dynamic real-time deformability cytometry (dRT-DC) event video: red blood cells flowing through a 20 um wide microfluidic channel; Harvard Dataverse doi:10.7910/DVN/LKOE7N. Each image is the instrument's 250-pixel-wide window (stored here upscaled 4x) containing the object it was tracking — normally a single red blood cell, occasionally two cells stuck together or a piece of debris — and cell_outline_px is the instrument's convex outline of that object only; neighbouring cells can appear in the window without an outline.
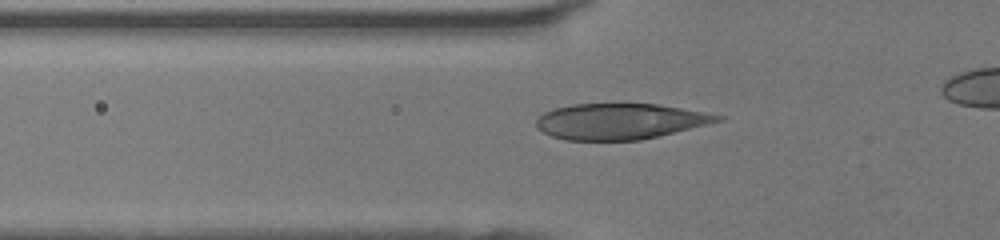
{"species": "human", "species_latin": "Homo sapiens", "temperature_condition": "room temperature", "stored_images_in_passage": 30, "camera_frame_rate_fps": 3000, "um_per_image_px": 0.085, "donor": {"sex": "female"}, "frame": {"image": 1, "passage_image": 4, "time_ms": 1.0, "image_size_px": [1000, 240], "cell_outline_px": [[724, 120], [640, 140], [568, 140], [552, 136], [536, 128], [536, 120], [544, 112], [552, 108], [572, 104], [656, 104], [680, 108], [724, 116]], "centroid_in_image_um": [52.65, 10.31], "position_along_channel_um": 73.2, "area_um2": 37.45}}
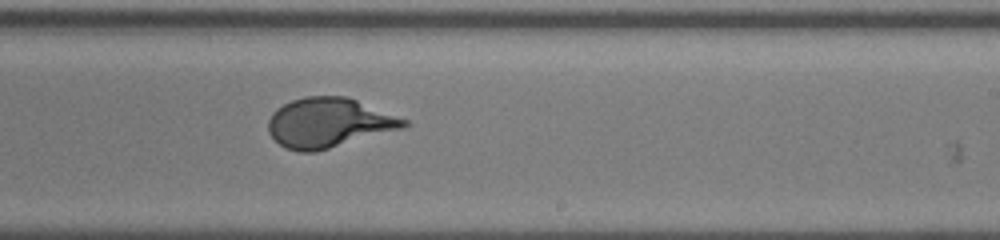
{"frame": {"image": 2, "passage_image": 17, "time_ms": 5.333, "image_size_px": [1000, 240], "cell_outline_px": [[412, 124], [404, 128], [316, 152], [300, 152], [284, 148], [268, 132], [268, 120], [272, 112], [276, 108], [292, 100], [304, 96], [348, 96], [408, 120]], "centroid_in_image_um": [27.96, 10.43], "position_along_channel_um": 261.0, "area_um2": 39.48}}
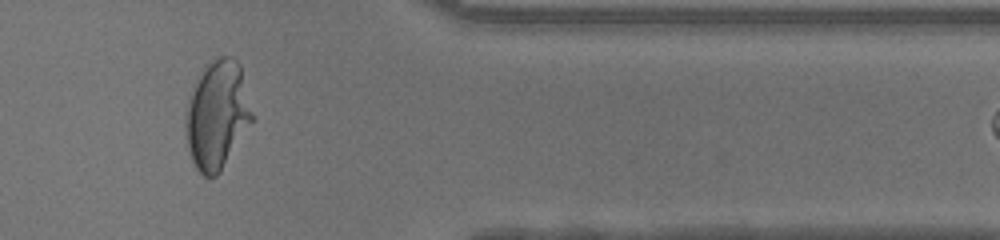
{"frame": {"image": 3, "passage_image": 27, "time_ms": 8.667, "image_size_px": [1000, 240], "cell_outline_px": [[256, 120], [220, 172], [216, 176], [204, 176], [196, 168], [192, 160], [188, 148], [184, 132], [184, 116], [192, 84], [204, 64], [220, 56], [232, 56], [240, 64], [256, 116]], "centroid_in_image_um": [18.48, 9.74], "position_along_channel_um": 392.9, "area_um2": 43.58}}